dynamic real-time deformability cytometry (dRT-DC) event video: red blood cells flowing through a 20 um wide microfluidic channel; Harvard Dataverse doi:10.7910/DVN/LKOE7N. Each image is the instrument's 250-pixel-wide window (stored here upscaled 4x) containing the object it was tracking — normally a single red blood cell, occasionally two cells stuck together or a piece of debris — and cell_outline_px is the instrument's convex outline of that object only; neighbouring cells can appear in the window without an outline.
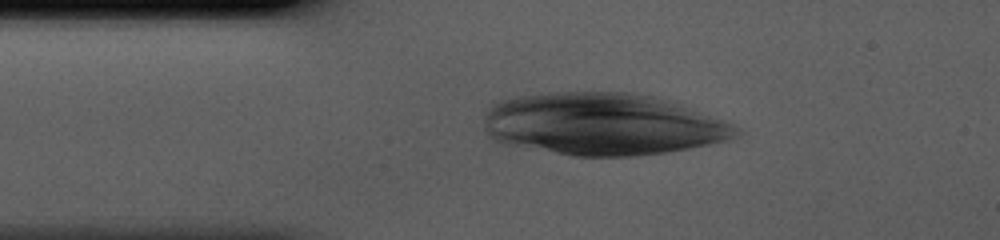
{"species": "human", "species_latin": "Homo sapiens", "temperature_condition": "cold", "stored_images_in_passage": 40, "camera_frame_rate_fps": 3000, "um_per_image_px": 0.085, "donor": {"sex": "male"}, "frame": {"image": 1, "passage_image": 6, "time_ms": 1.667, "image_size_px": [1000, 240], "cell_outline_px": [[740, 136], [728, 140], [688, 148], [664, 152], [636, 156], [572, 156], [504, 144], [492, 140], [488, 136], [484, 128], [484, 120], [488, 112], [496, 104], [504, 100], [524, 96], [556, 92], [632, 92], [652, 96], [664, 100], [732, 124], [740, 132]], "centroid_in_image_um": [51.18, 10.58], "position_along_channel_um": 33.8, "area_um2": 90.28}}
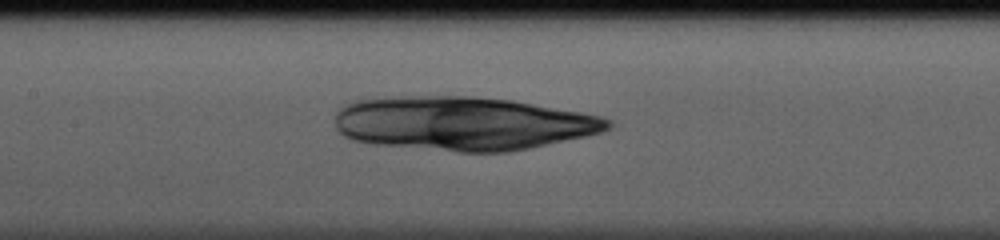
{"frame": {"image": 2, "passage_image": 17, "time_ms": 5.333, "image_size_px": [1000, 240], "cell_outline_px": [[612, 124], [608, 128], [600, 132], [584, 136], [528, 148], [508, 152], [456, 152], [372, 144], [352, 140], [344, 136], [336, 128], [336, 112], [340, 108], [348, 104], [360, 100], [432, 96], [472, 96], [512, 100], [580, 112], [600, 116], [612, 120]], "centroid_in_image_um": [39.34, 10.51], "position_along_channel_um": 168.1, "area_um2": 84.85}}
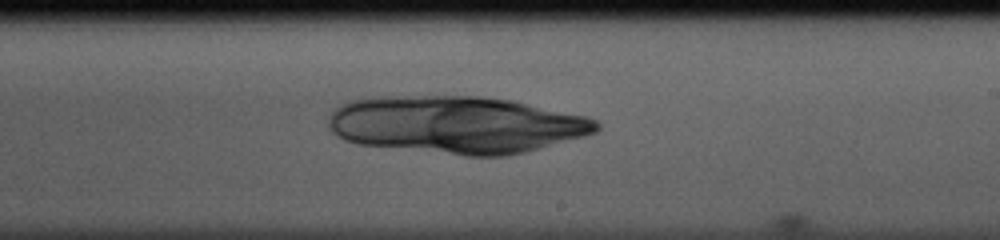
{"frame": {"image": 3, "passage_image": 23, "time_ms": 7.333, "image_size_px": [1000, 240], "cell_outline_px": [[600, 128], [596, 132], [584, 136], [540, 148], [508, 156], [464, 156], [356, 144], [344, 140], [336, 136], [332, 132], [328, 124], [328, 120], [332, 112], [336, 108], [344, 104], [356, 100], [424, 96], [480, 96], [512, 100], [588, 116], [596, 120], [600, 124]], "centroid_in_image_um": [38.86, 10.62], "position_along_channel_um": 250.1, "area_um2": 89.36}}